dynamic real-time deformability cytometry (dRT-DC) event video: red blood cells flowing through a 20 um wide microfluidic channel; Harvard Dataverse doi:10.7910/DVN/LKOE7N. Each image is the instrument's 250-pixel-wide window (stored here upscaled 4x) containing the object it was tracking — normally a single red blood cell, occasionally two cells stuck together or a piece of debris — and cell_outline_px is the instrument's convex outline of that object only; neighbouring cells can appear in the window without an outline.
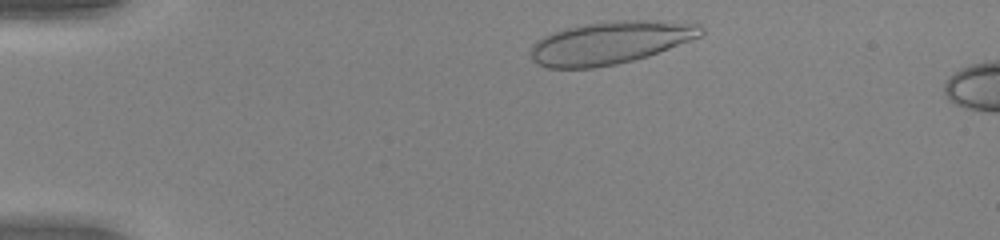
{"species": "human", "species_latin": "Homo sapiens", "temperature_condition": "warm", "stored_images_in_passage": 8, "camera_frame_rate_fps": 3000, "um_per_image_px": 0.085, "donor": {"sex": "female"}, "frame": {"image": 1, "passage_image": 3, "time_ms": 0.667, "image_size_px": [1000, 240], "cell_outline_px": [[704, 32], [700, 36], [692, 40], [648, 56], [616, 64], [592, 68], [548, 68], [536, 64], [532, 60], [532, 44], [536, 40], [552, 32], [564, 28], [580, 24], [612, 20], [656, 20], [696, 24], [704, 28]], "centroid_in_image_um": [51.84, 3.62], "position_along_channel_um": 33.2, "area_um2": 42.6}}